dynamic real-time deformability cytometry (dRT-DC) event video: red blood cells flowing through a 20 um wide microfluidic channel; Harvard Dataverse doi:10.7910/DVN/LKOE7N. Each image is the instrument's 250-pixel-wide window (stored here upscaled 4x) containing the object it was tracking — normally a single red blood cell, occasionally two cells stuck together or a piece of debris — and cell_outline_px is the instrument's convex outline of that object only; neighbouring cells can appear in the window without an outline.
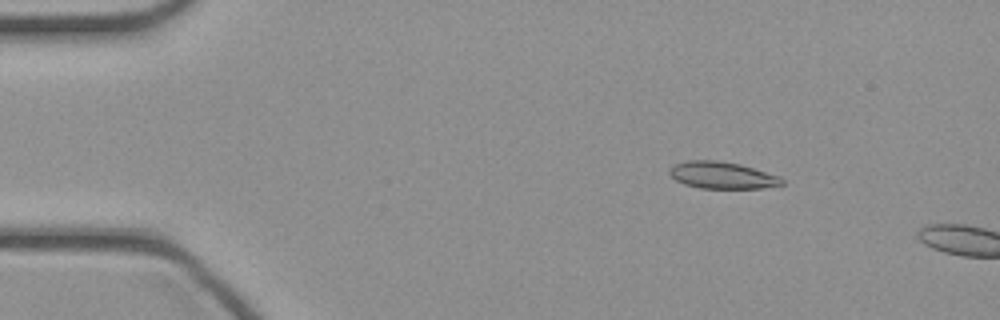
{"species": "common noctule bat (a hibernating species)", "species_latin": "Nyctalus noctula", "temperature_condition": "cold", "stored_images_in_passage": 5, "camera_frame_rate_fps": 3000, "um_per_image_px": 0.085, "animal": {"sex": "female", "body_mass_g": 21.9}, "frame": {"image": 1, "passage_image": 2, "time_ms": 0.333, "image_size_px": [1000, 320], "cell_outline_px": [[784, 184], [764, 188], [700, 188], [684, 184], [676, 180], [668, 172], [668, 168], [676, 164], [688, 160], [716, 160], [740, 164], [780, 176], [784, 180]], "centroid_in_image_um": [61.39, 14.89], "position_along_channel_um": 23.6, "area_um2": 17.63}}